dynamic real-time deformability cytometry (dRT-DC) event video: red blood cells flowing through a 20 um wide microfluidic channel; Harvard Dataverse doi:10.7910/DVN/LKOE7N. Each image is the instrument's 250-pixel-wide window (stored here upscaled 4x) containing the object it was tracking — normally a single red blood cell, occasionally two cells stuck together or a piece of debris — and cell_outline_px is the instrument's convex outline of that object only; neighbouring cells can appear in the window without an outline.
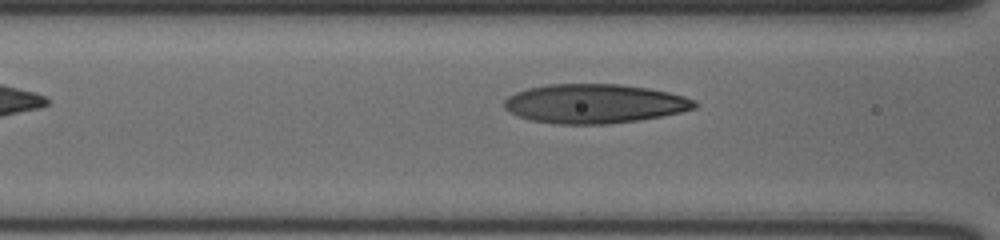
{"species": "human", "species_latin": "Homo sapiens", "temperature_condition": "cold", "stored_images_in_passage": 35, "camera_frame_rate_fps": 3000, "um_per_image_px": 0.085, "donor": {"sex": "male"}, "frame": {"image": 1, "passage_image": 9, "time_ms": 2.667, "image_size_px": [1000, 240], "cell_outline_px": [[700, 104], [696, 108], [680, 112], [640, 120], [608, 124], [556, 124], [532, 120], [520, 116], [504, 108], [504, 100], [508, 96], [516, 92], [528, 88], [548, 84], [620, 84], [648, 88], [668, 92], [684, 96], [696, 100]], "centroid_in_image_um": [50.56, 8.81], "position_along_channel_um": 116.0, "area_um2": 43.52}}
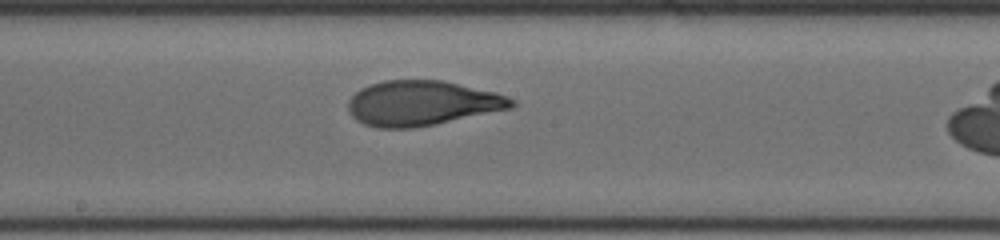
{"frame": {"image": 2, "passage_image": 17, "time_ms": 5.333, "image_size_px": [1000, 240], "cell_outline_px": [[516, 104], [512, 108], [412, 128], [376, 128], [364, 124], [356, 120], [348, 112], [348, 100], [360, 88], [384, 80], [444, 80], [496, 92], [508, 96], [516, 100]], "centroid_in_image_um": [35.86, 8.76], "position_along_channel_um": 212.3, "area_um2": 42.77}}
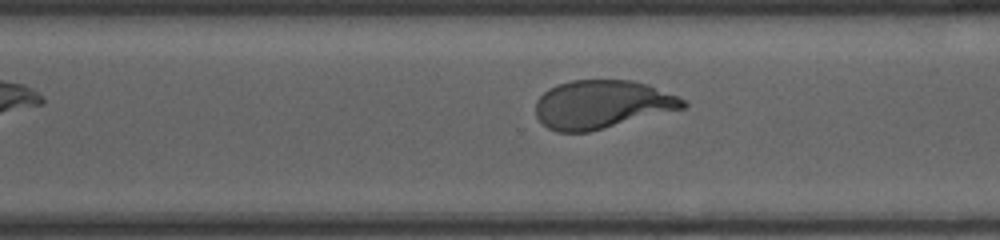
{"frame": {"image": 3, "passage_image": 26, "time_ms": 8.333, "image_size_px": [1000, 240], "cell_outline_px": [[688, 104], [684, 108], [588, 132], [556, 132], [548, 128], [536, 116], [536, 100], [548, 88], [556, 84], [572, 80], [632, 80], [648, 84], [676, 96], [684, 100]], "centroid_in_image_um": [51.13, 8.87], "position_along_channel_um": 319.5, "area_um2": 41.33}}